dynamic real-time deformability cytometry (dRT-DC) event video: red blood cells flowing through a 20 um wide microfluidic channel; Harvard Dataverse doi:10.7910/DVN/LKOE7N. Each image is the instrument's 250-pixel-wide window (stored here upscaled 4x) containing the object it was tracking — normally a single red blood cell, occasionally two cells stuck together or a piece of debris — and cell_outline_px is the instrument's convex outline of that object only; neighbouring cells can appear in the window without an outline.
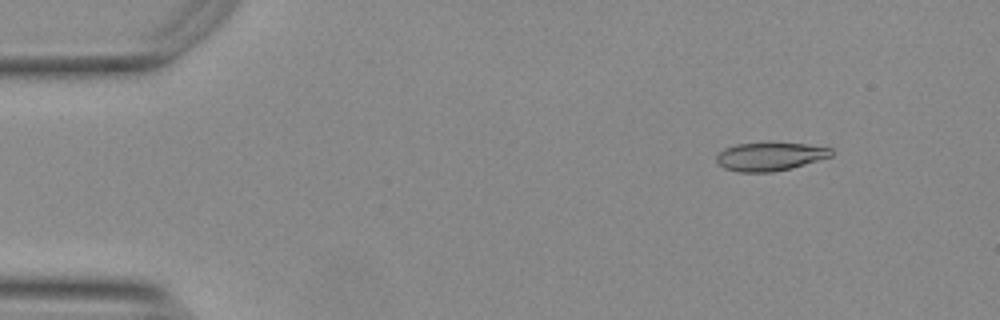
{"species": "Egyptian fruit bat (a non-hibernating species)", "species_latin": "Rousettus aegyptiacus", "temperature_condition": "warm", "stored_images_in_passage": 10, "camera_frame_rate_fps": 3000, "um_per_image_px": 0.085, "animal": {"sex": "female"}, "frame": {"image": 1, "passage_image": 6, "time_ms": 1.667, "image_size_px": [1000, 320], "cell_outline_px": [[832, 156], [792, 168], [772, 172], [740, 172], [724, 168], [716, 160], [716, 156], [724, 148], [736, 144], [764, 140], [768, 140], [804, 144], [832, 148]], "centroid_in_image_um": [65.44, 13.26], "position_along_channel_um": 19.6, "area_um2": 19.59}}